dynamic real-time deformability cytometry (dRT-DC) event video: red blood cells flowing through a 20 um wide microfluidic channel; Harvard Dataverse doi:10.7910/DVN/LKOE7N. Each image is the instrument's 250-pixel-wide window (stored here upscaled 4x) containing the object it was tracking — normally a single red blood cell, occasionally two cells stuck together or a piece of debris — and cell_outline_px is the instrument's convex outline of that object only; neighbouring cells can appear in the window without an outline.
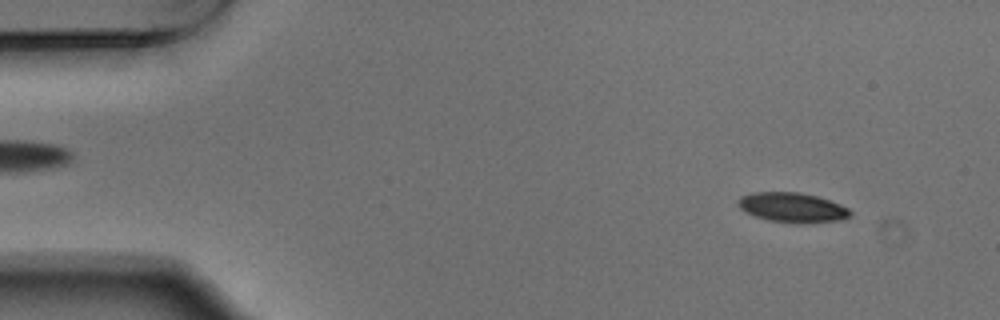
{"species": "Egyptian fruit bat (a non-hibernating species)", "species_latin": "Rousettus aegyptiacus", "temperature_condition": "warm", "stored_images_in_passage": 55, "camera_frame_rate_fps": 3000, "um_per_image_px": 0.085, "animal": {"sex": "male"}, "frame": {"image": 1, "passage_image": 6, "time_ms": 1.667, "image_size_px": [1000, 320], "cell_outline_px": [[852, 216], [840, 220], [800, 224], [768, 220], [752, 216], [744, 212], [736, 204], [736, 200], [740, 196], [752, 192], [800, 192], [816, 196], [840, 204], [848, 208], [852, 212]], "centroid_in_image_um": [67.3, 17.64], "position_along_channel_um": 17.7, "area_um2": 19.77}}
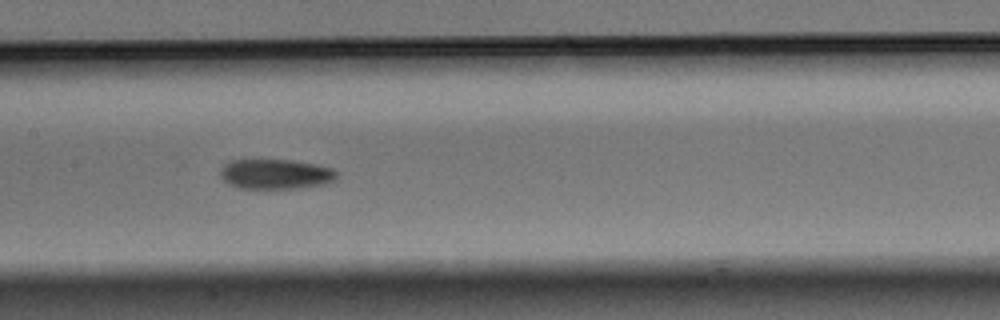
{"frame": {"image": 2, "passage_image": 27, "time_ms": 8.667, "image_size_px": [1000, 320], "cell_outline_px": [[336, 180], [324, 184], [296, 188], [240, 188], [228, 184], [220, 176], [220, 168], [224, 164], [232, 160], [292, 160], [316, 164], [332, 168], [336, 172]], "centroid_in_image_um": [23.41, 14.79], "position_along_channel_um": 184.0, "area_um2": 20.29}}
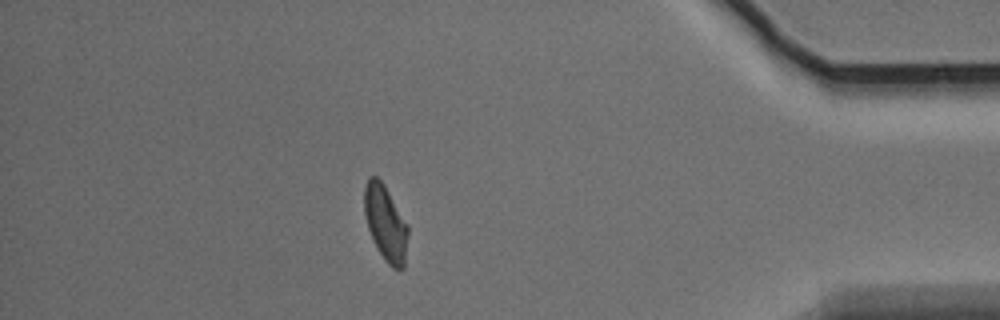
{"frame": {"image": 3, "passage_image": 48, "time_ms": 15.667, "image_size_px": [1000, 320], "cell_outline_px": [[408, 236], [404, 268], [400, 272], [392, 268], [384, 260], [372, 240], [368, 228], [364, 212], [364, 188], [368, 176], [376, 176], [384, 184], [408, 224]], "centroid_in_image_um": [32.78, 18.99], "position_along_channel_um": 402.4, "area_um2": 19.54}, "authors_computed_cell_mechanics": {"area_um2": 19.9988, "velocity_mm_per_s": 3.7238, "shape_relaxation_time_tau1_ms": 3.1603, "shape_relaxation_time_tau2_ms": 3.3741, "deformation_change_tau1": 0.1397, "deformation_change_tau2": 0.091}}